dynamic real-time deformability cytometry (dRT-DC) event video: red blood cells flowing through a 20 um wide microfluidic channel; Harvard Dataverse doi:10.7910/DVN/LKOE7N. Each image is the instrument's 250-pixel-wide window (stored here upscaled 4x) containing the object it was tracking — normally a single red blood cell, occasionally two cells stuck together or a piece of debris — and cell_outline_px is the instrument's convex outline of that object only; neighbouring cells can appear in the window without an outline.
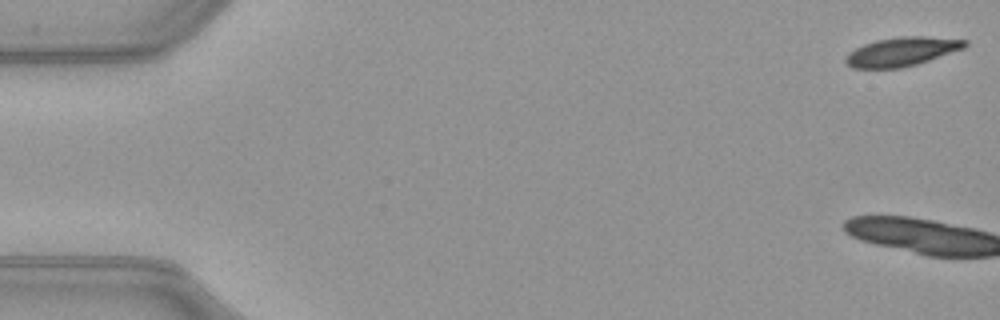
{"species": "common noctule bat (a hibernating species)", "species_latin": "Nyctalus noctula", "temperature_condition": "warm", "stored_images_in_passage": 3, "camera_frame_rate_fps": 3000, "um_per_image_px": 0.085, "animal": {"sex": "female", "body_mass_g": 21.9}, "frame": {"image": 1, "passage_image": 1, "time_ms": 0.0, "image_size_px": [1000, 320], "cell_outline_px": [[968, 44], [964, 48], [916, 64], [900, 68], [852, 68], [844, 60], [848, 52], [864, 44], [876, 40], [900, 36], [924, 36], [968, 40]], "centroid_in_image_um": [76.64, 4.38], "position_along_channel_um": 8.4, "area_um2": 19.94}}